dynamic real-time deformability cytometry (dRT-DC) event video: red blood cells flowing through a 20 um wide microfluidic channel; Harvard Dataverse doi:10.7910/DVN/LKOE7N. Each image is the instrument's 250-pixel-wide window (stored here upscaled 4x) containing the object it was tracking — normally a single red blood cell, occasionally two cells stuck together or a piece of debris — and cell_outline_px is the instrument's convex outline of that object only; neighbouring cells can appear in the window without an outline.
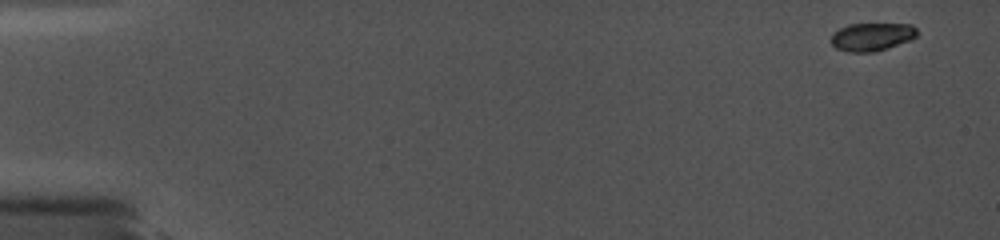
{"species": "common noctule bat (a hibernating species)", "species_latin": "Nyctalus noctula", "temperature_condition": "cold", "stored_images_in_passage": 11, "camera_frame_rate_fps": 5000, "um_per_image_px": 0.085, "animal": {"sex": "female", "body_mass_g": 19.0, "forearm_length_mm": 56.7}, "frame": {"image": 1, "passage_image": 1, "time_ms": 0.0, "image_size_px": [1000, 240], "cell_outline_px": [[916, 36], [912, 40], [876, 52], [848, 52], [836, 48], [832, 44], [832, 32], [848, 24], [912, 24], [916, 28]], "centroid_in_image_um": [74.11, 3.13], "position_along_channel_um": 10.9, "area_um2": 14.16}}
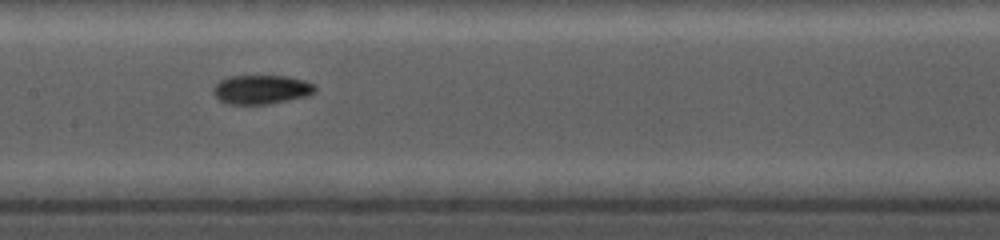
{"frame": {"image": 2, "passage_image": 10, "time_ms": 8.6, "image_size_px": [1000, 240], "cell_outline_px": [[316, 92], [308, 96], [268, 104], [228, 104], [220, 100], [212, 92], [212, 88], [220, 80], [228, 76], [288, 76], [304, 80], [316, 84]], "centroid_in_image_um": [22.24, 7.6], "position_along_channel_um": 185.2, "area_um2": 17.4}}
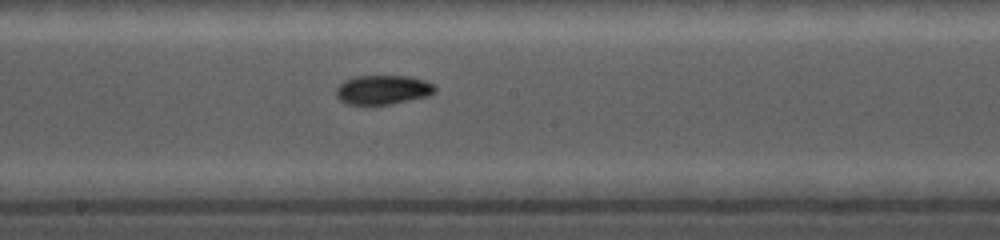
{"frame": {"image": 3, "passage_image": 11, "time_ms": 9.4, "image_size_px": [1000, 240], "cell_outline_px": [[436, 92], [428, 96], [388, 104], [348, 104], [340, 100], [336, 96], [336, 88], [344, 80], [356, 76], [408, 76], [424, 80], [432, 84], [436, 88]], "centroid_in_image_um": [32.53, 7.62], "position_along_channel_um": 215.7, "area_um2": 16.7}}